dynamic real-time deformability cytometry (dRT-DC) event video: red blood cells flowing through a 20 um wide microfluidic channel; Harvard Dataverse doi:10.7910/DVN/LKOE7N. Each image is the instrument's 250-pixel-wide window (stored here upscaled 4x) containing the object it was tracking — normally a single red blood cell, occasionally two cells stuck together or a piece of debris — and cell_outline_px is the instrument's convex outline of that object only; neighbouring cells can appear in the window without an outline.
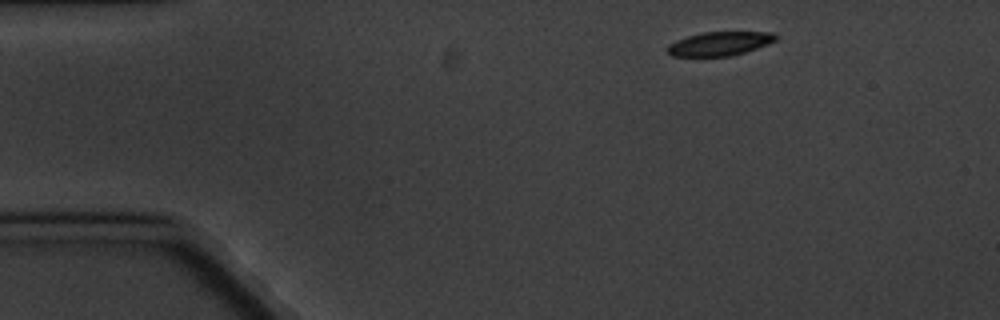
{"species": "common noctule bat (a hibernating species)", "species_latin": "Nyctalus noctula", "temperature_condition": "cold", "stored_images_in_passage": 7, "camera_frame_rate_fps": 3000, "um_per_image_px": 0.085, "animal": {"sex": "male", "body_mass_g": 20.1, "forearm_length_mm": 53.5}, "frame": {"image": 1, "passage_image": 1, "time_ms": 0.0, "image_size_px": [1000, 320], "cell_outline_px": [[776, 40], [768, 44], [744, 52], [728, 56], [672, 56], [664, 48], [668, 44], [676, 40], [688, 36], [704, 32], [772, 32], [776, 36]], "centroid_in_image_um": [61.12, 3.71], "position_along_channel_um": 23.9, "area_um2": 14.97}}
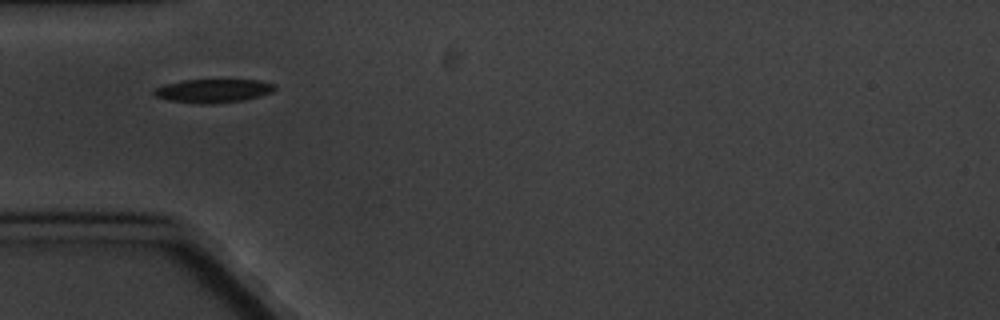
{"frame": {"image": 2, "passage_image": 4, "time_ms": 3.333, "image_size_px": [1000, 320], "cell_outline_px": [[276, 88], [272, 92], [260, 96], [244, 100], [168, 100], [156, 96], [152, 92], [156, 88], [164, 84], [184, 80], [260, 80], [276, 84]], "centroid_in_image_um": [18.2, 7.64], "position_along_channel_um": 66.8, "area_um2": 15.37}}